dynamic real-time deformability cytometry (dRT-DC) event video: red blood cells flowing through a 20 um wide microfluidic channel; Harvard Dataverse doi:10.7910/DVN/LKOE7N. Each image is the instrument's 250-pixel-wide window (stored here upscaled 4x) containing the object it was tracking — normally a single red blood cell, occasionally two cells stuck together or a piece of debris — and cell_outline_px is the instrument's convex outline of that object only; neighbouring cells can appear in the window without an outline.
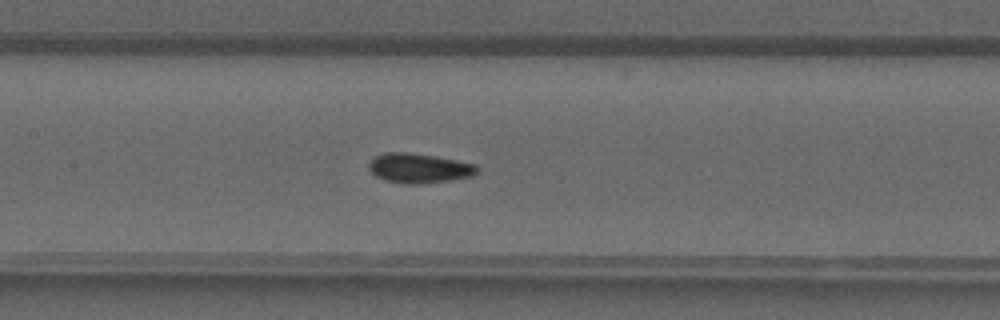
{"species": "common noctule bat (a hibernating species)", "species_latin": "Nyctalus noctula", "temperature_condition": "warm", "stored_images_in_passage": 41, "camera_frame_rate_fps": 3000, "um_per_image_px": 0.085, "animal": {"sex": "male", "forearm_length_mm": 52.5}, "frame": {"image": 1, "passage_image": 19, "time_ms": 6.0, "image_size_px": [1000, 320], "cell_outline_px": [[480, 168], [472, 176], [448, 180], [416, 184], [404, 184], [384, 180], [376, 176], [368, 168], [368, 164], [376, 156], [384, 152], [408, 152], [456, 160], [476, 164]], "centroid_in_image_um": [35.6, 14.29], "position_along_channel_um": 171.8, "area_um2": 18.55}}
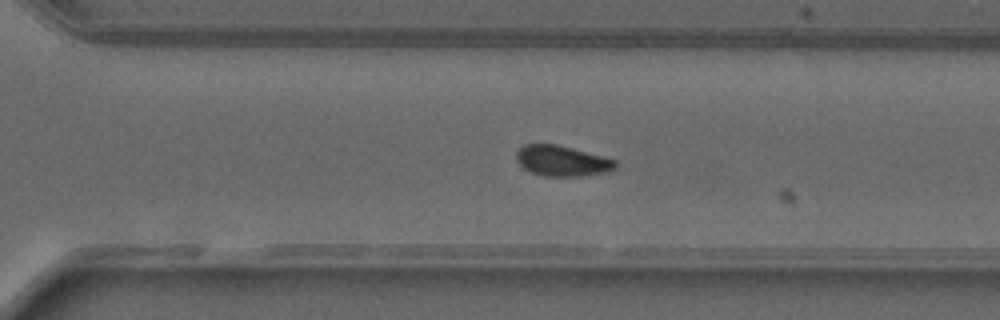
{"frame": {"image": 2, "passage_image": 28, "time_ms": 9.0, "image_size_px": [1000, 320], "cell_outline_px": [[620, 164], [616, 172], [580, 176], [544, 176], [532, 172], [524, 168], [516, 160], [516, 148], [524, 144], [556, 144], [572, 148], [616, 160]], "centroid_in_image_um": [47.84, 13.68], "position_along_channel_um": 322.8, "area_um2": 18.03}}
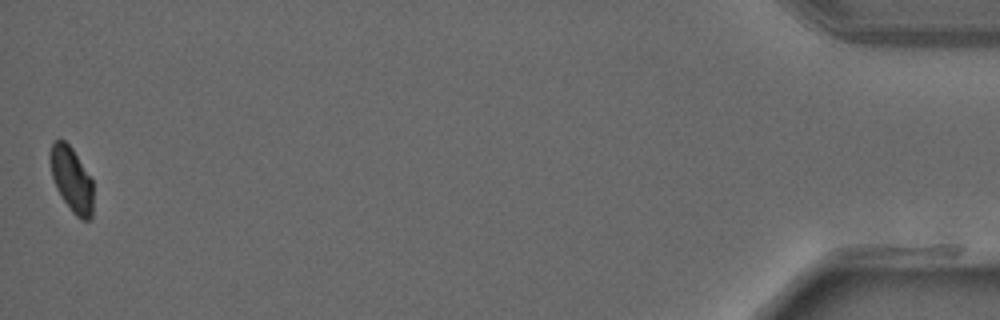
{"frame": {"image": 3, "passage_image": 40, "time_ms": 13.0, "image_size_px": [1000, 320], "cell_outline_px": [[92, 216], [88, 220], [80, 220], [72, 212], [56, 188], [52, 176], [48, 160], [48, 152], [52, 144], [56, 140], [64, 140], [72, 148], [92, 180]], "centroid_in_image_um": [6.05, 15.24], "position_along_channel_um": 429.1, "area_um2": 16.24}}